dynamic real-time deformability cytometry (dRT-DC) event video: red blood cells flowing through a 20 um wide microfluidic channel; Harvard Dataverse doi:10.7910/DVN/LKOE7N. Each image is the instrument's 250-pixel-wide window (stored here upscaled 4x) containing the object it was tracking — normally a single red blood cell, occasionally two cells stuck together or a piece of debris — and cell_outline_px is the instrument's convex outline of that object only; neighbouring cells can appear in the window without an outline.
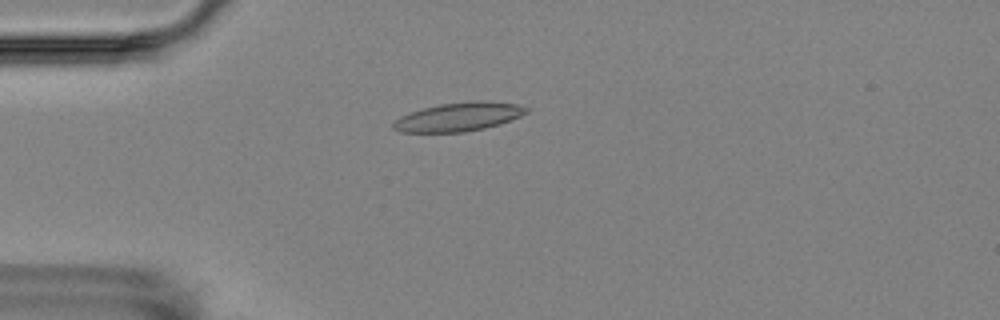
{"species": "Egyptian fruit bat (a non-hibernating species)", "species_latin": "Rousettus aegyptiacus", "temperature_condition": "room temperature", "stored_images_in_passage": 7, "camera_frame_rate_fps": 3000, "um_per_image_px": 0.085, "animal": {"sex": "female"}, "frame": {"image": 1, "passage_image": 5, "time_ms": 4.667, "image_size_px": [1000, 320], "cell_outline_px": [[532, 108], [528, 112], [520, 116], [500, 124], [484, 128], [464, 132], [400, 132], [392, 128], [392, 120], [408, 112], [440, 104], [476, 100], [488, 100], [516, 104]], "centroid_in_image_um": [38.98, 9.92], "position_along_channel_um": 46.0, "area_um2": 22.54}}